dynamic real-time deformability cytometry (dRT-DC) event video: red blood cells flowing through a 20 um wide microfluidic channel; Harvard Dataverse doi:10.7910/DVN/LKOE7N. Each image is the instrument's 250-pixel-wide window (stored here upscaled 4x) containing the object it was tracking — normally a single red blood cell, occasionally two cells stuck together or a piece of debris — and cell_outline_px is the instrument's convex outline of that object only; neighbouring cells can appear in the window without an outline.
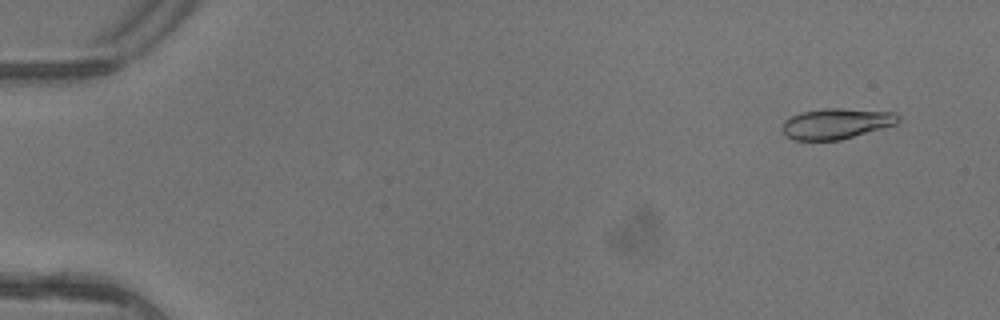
{"species": "common noctule bat (a hibernating species)", "species_latin": "Nyctalus noctula", "temperature_condition": "warm", "stored_images_in_passage": 5, "camera_frame_rate_fps": 3000, "um_per_image_px": 0.085, "animal": {"sex": "female"}, "frame": {"image": 1, "passage_image": 2, "time_ms": 0.333, "image_size_px": [1000, 320], "cell_outline_px": [[900, 120], [896, 124], [840, 140], [792, 140], [780, 128], [784, 120], [800, 112], [824, 108], [844, 108], [896, 112], [900, 116]], "centroid_in_image_um": [71.08, 10.49], "position_along_channel_um": 13.9, "area_um2": 20.81}}
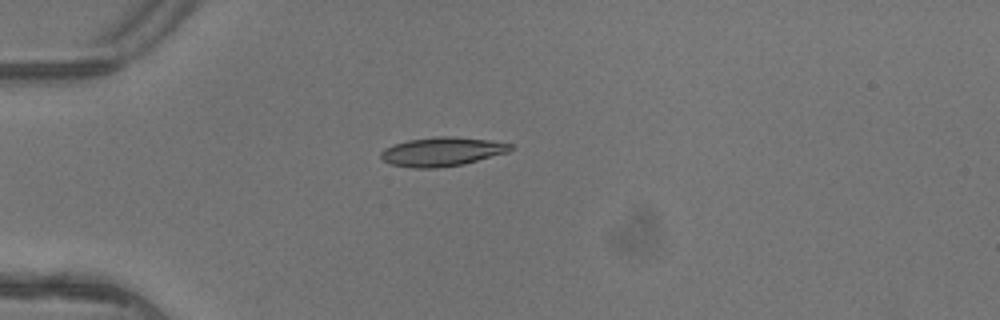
{"frame": {"image": 2, "passage_image": 5, "time_ms": 1.333, "image_size_px": [1000, 320], "cell_outline_px": [[512, 148], [508, 152], [464, 164], [436, 168], [412, 168], [392, 164], [384, 160], [380, 156], [380, 152], [384, 148], [408, 140], [436, 136], [452, 136], [488, 140], [512, 144]], "centroid_in_image_um": [37.56, 12.89], "position_along_channel_um": 47.4, "area_um2": 21.73}}